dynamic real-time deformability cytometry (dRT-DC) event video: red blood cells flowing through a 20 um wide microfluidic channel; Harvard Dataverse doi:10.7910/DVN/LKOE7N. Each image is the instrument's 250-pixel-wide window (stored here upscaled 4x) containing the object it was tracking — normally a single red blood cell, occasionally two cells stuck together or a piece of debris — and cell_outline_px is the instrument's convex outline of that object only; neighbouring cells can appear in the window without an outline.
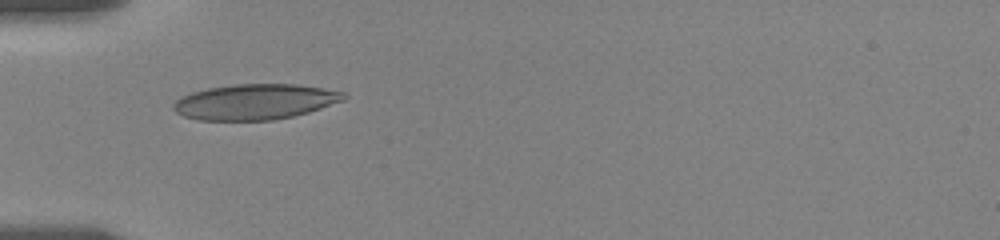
{"species": "human", "species_latin": "Homo sapiens", "temperature_condition": "room temperature", "stored_images_in_passage": 39, "camera_frame_rate_fps": 3000, "um_per_image_px": 0.085, "donor": {"sex": "female"}, "frame": {"image": 1, "passage_image": 1, "time_ms": 0.0, "image_size_px": [1000, 240], "cell_outline_px": [[348, 96], [344, 100], [308, 112], [292, 116], [272, 120], [200, 120], [184, 116], [176, 112], [172, 108], [172, 104], [176, 100], [192, 92], [208, 88], [236, 84], [296, 84], [344, 92]], "centroid_in_image_um": [21.66, 8.65], "position_along_channel_um": 63.3, "area_um2": 34.97}}
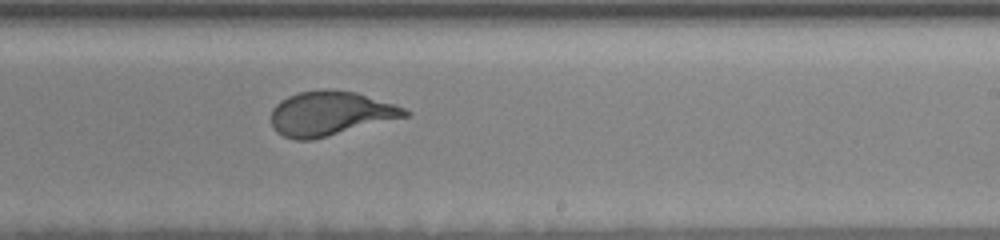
{"frame": {"image": 2, "passage_image": 18, "time_ms": 5.667, "image_size_px": [1000, 240], "cell_outline_px": [[412, 112], [408, 116], [312, 140], [296, 140], [284, 136], [276, 132], [272, 128], [272, 108], [280, 100], [288, 96], [300, 92], [324, 88], [328, 88], [356, 92], [404, 108]], "centroid_in_image_um": [28.04, 9.64], "position_along_channel_um": 261.0, "area_um2": 34.51}}
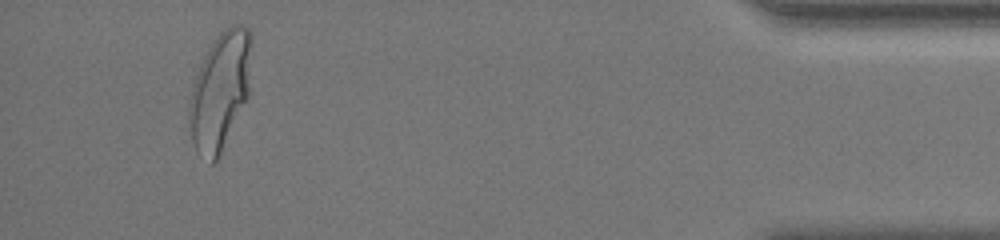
{"frame": {"image": 3, "passage_image": 36, "time_ms": 11.667, "image_size_px": [1000, 240], "cell_outline_px": [[252, 44], [248, 96], [216, 160], [212, 164], [196, 152], [192, 140], [188, 120], [188, 104], [192, 84], [204, 56], [208, 48], [220, 32], [224, 28], [232, 24], [240, 24], [248, 28], [252, 32]], "centroid_in_image_um": [18.7, 7.67], "position_along_channel_um": 416.5, "area_um2": 42.66}, "authors_computed_cell_mechanics": {"area_um2": 35.0268, "velocity_mm_per_s": 3.5459, "shape_relaxation_time_tau1_ms": 3.8304, "shape_relaxation_time_tau2_ms": null, "deformation_change_tau1": 0.1708, "deformation_change_tau2": null}}